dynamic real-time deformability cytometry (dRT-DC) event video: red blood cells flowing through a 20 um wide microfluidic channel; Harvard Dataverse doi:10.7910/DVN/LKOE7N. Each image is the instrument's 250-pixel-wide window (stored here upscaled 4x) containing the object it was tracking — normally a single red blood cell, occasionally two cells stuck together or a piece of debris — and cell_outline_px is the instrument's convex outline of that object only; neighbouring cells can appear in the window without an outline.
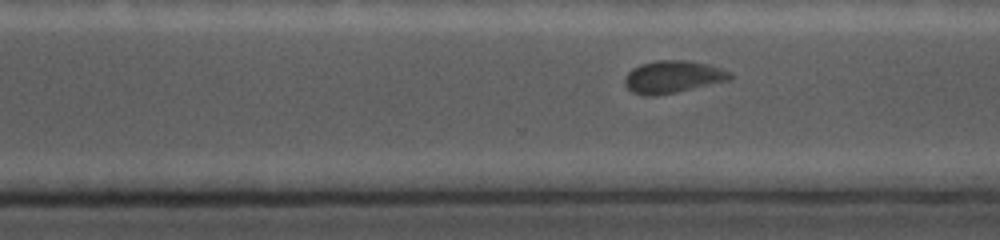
{"species": "common noctule bat (a hibernating species)", "species_latin": "Nyctalus noctula", "temperature_condition": "cold", "stored_images_in_passage": 37, "camera_frame_rate_fps": 5000, "um_per_image_px": 0.085, "animal": {"sex": "female", "body_mass_g": 19.0, "forearm_length_mm": 56.7}, "frame": {"image": 1, "passage_image": 27, "time_ms": 5.2, "image_size_px": [1000, 240], "cell_outline_px": [[732, 80], [676, 92], [652, 96], [644, 96], [632, 92], [624, 84], [624, 76], [632, 68], [640, 64], [656, 60], [688, 60], [708, 64], [732, 72]], "centroid_in_image_um": [57.19, 6.53], "position_along_channel_um": 313.4, "area_um2": 20.11}}
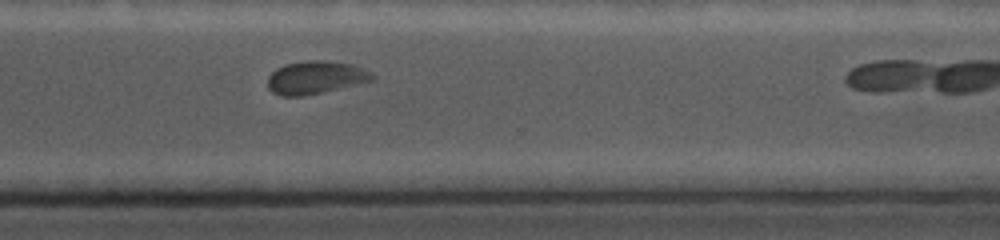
{"frame": {"image": 2, "passage_image": 30, "time_ms": 5.8, "image_size_px": [1000, 240], "cell_outline_px": [[376, 76], [372, 80], [304, 96], [280, 96], [272, 92], [268, 88], [268, 76], [276, 68], [284, 64], [304, 60], [328, 60], [352, 64], [364, 68], [372, 72]], "centroid_in_image_um": [26.8, 6.57], "position_along_channel_um": 343.8, "area_um2": 20.17}}
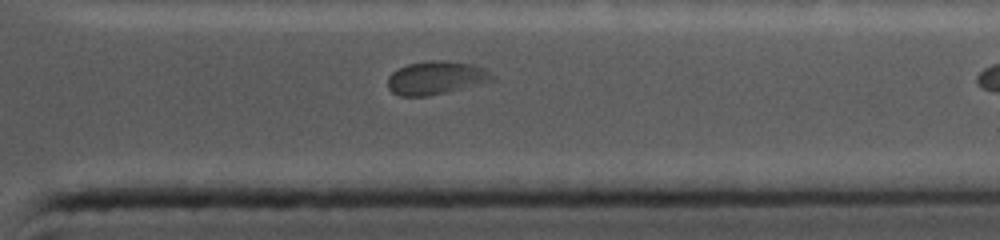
{"frame": {"image": 3, "passage_image": 33, "time_ms": 6.4, "image_size_px": [1000, 240], "cell_outline_px": [[492, 80], [480, 84], [428, 96], [400, 96], [392, 92], [388, 88], [388, 76], [392, 72], [408, 64], [432, 60], [444, 60], [472, 64], [484, 68], [492, 76]], "centroid_in_image_um": [37.02, 6.61], "position_along_channel_um": 374.4, "area_um2": 20.0}}